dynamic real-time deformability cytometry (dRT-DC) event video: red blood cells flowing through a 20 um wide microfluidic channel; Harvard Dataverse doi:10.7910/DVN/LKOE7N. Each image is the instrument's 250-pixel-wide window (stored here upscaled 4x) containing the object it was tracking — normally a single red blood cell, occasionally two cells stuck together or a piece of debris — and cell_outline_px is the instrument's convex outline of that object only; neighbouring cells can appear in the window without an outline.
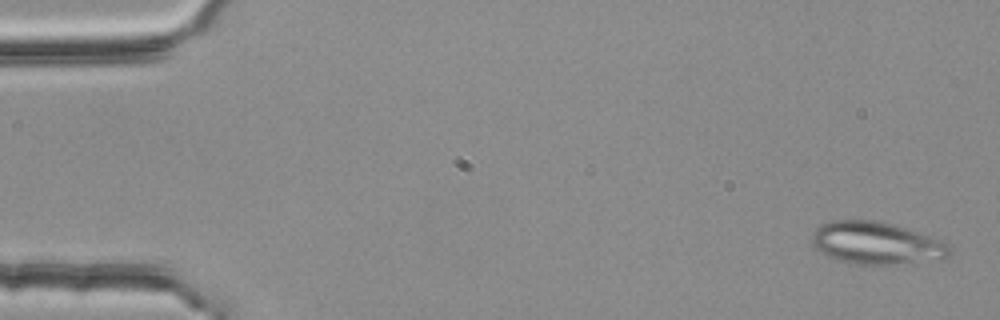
{"species": "common noctule bat (a hibernating species)", "species_latin": "Nyctalus noctula", "temperature_condition": "room temperature", "stored_images_in_passage": 4, "camera_frame_rate_fps": 3000, "um_per_image_px": 0.085, "animal": {"sex": "female", "body_mass_g": 25.1}, "frame": {"image": 1, "passage_image": 1, "time_ms": 0.0, "image_size_px": [1000, 320], "cell_outline_px": [[952, 248], [948, 256], [940, 260], [896, 264], [852, 264], [836, 260], [824, 256], [816, 248], [812, 240], [812, 232], [820, 224], [832, 220], [876, 220], [892, 224], [932, 236], [948, 244]], "centroid_in_image_um": [74.48, 20.67], "position_along_channel_um": 10.5, "area_um2": 34.33}}